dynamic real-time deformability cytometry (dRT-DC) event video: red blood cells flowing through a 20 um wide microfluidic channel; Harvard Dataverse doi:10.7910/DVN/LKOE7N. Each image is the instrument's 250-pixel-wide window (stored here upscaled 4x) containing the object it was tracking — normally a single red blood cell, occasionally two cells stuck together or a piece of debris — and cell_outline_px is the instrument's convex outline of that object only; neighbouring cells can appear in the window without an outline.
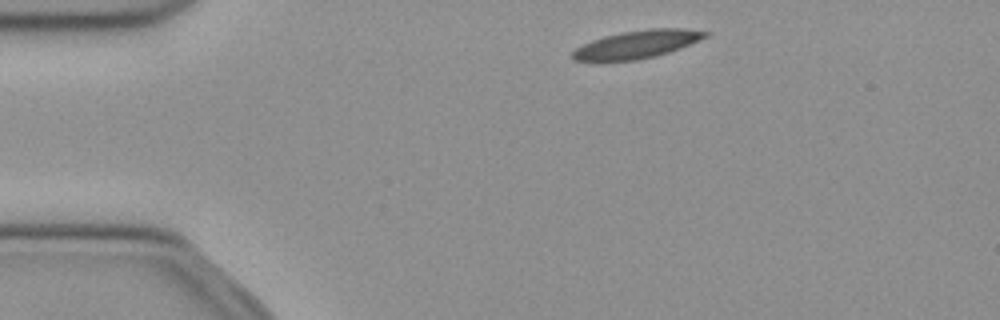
{"species": "common noctule bat (a hibernating species)", "species_latin": "Nyctalus noctula", "temperature_condition": "cold", "stored_images_in_passage": 46, "camera_frame_rate_fps": 3000, "um_per_image_px": 0.085, "animal": {"sex": "female", "body_mass_g": 21.9}, "frame": {"image": 1, "passage_image": 3, "time_ms": 0.667, "image_size_px": [1000, 320], "cell_outline_px": [[708, 36], [700, 40], [680, 48], [656, 56], [636, 60], [572, 60], [568, 56], [576, 48], [592, 40], [604, 36], [620, 32], [648, 28], [684, 28], [708, 32]], "centroid_in_image_um": [54.15, 3.75], "position_along_channel_um": 30.9, "area_um2": 21.5}}
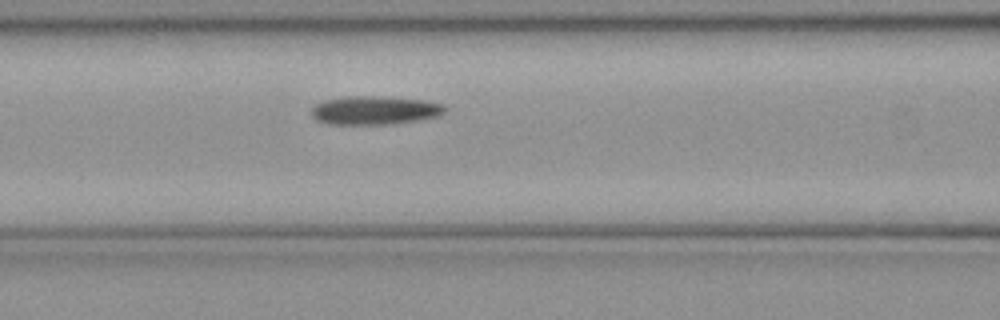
{"frame": {"image": 2, "passage_image": 15, "time_ms": 4.667, "image_size_px": [1000, 320], "cell_outline_px": [[448, 108], [440, 116], [416, 120], [388, 124], [328, 124], [316, 120], [312, 116], [312, 108], [316, 104], [324, 100], [348, 96], [376, 96], [424, 100], [444, 104]], "centroid_in_image_um": [31.86, 9.37], "position_along_channel_um": 134.7, "area_um2": 22.2}}
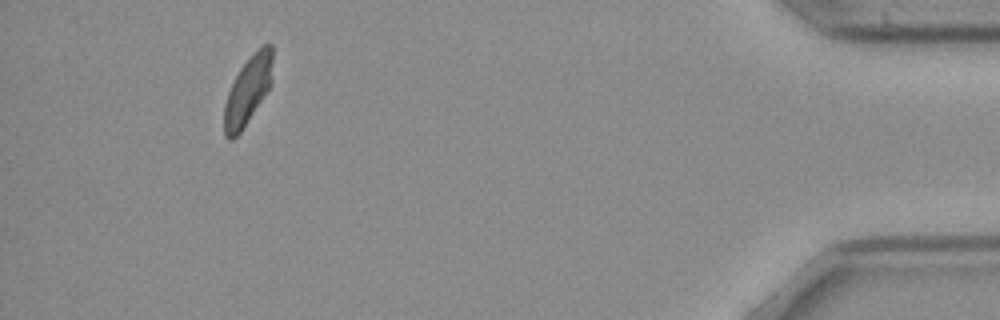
{"frame": {"image": 3, "passage_image": 42, "time_ms": 13.667, "image_size_px": [1000, 320], "cell_outline_px": [[272, 84], [240, 132], [232, 140], [228, 140], [224, 136], [224, 104], [228, 92], [240, 68], [264, 44], [272, 44]], "centroid_in_image_um": [21.06, 7.73], "position_along_channel_um": 414.1, "area_um2": 18.84}, "authors_computed_cell_mechanics": {"area_um2": 21.6172, "velocity_mm_per_s": 3.8701, "shape_relaxation_time_tau1_ms": 6.8969, "shape_relaxation_time_tau2_ms": 4.2239, "deformation_change_tau1": 0.1676, "deformation_change_tau2": 0.111}}